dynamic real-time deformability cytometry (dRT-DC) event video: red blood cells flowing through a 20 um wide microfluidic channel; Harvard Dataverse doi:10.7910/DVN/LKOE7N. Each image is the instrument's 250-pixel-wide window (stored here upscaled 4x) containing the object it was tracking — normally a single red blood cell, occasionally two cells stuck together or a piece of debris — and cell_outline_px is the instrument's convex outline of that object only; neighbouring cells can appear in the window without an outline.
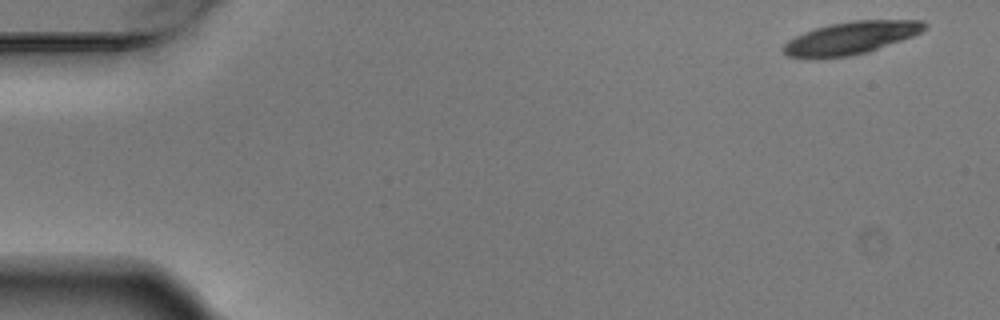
{"species": "Egyptian fruit bat (a non-hibernating species)", "species_latin": "Rousettus aegyptiacus", "temperature_condition": "warm", "stored_images_in_passage": 5, "camera_frame_rate_fps": 3000, "um_per_image_px": 0.085, "animal": {"sex": "male"}, "frame": {"image": 1, "passage_image": 1, "time_ms": 0.0, "image_size_px": [1000, 320], "cell_outline_px": [[928, 28], [912, 36], [868, 52], [848, 56], [788, 56], [784, 52], [784, 44], [788, 40], [804, 32], [828, 24], [852, 20], [924, 20], [928, 24]], "centroid_in_image_um": [72.41, 3.18], "position_along_channel_um": 12.6, "area_um2": 26.24}}
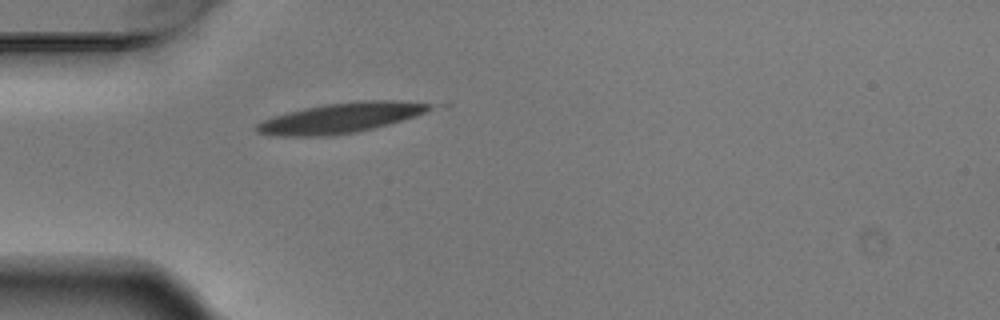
{"frame": {"image": 2, "passage_image": 5, "time_ms": 1.333, "image_size_px": [1000, 320], "cell_outline_px": [[432, 108], [416, 116], [388, 124], [356, 132], [328, 136], [276, 136], [256, 132], [256, 124], [264, 120], [288, 112], [304, 108], [324, 104], [360, 100], [392, 100], [432, 104]], "centroid_in_image_um": [28.94, 10.02], "position_along_channel_um": 56.1, "area_um2": 30.06}}